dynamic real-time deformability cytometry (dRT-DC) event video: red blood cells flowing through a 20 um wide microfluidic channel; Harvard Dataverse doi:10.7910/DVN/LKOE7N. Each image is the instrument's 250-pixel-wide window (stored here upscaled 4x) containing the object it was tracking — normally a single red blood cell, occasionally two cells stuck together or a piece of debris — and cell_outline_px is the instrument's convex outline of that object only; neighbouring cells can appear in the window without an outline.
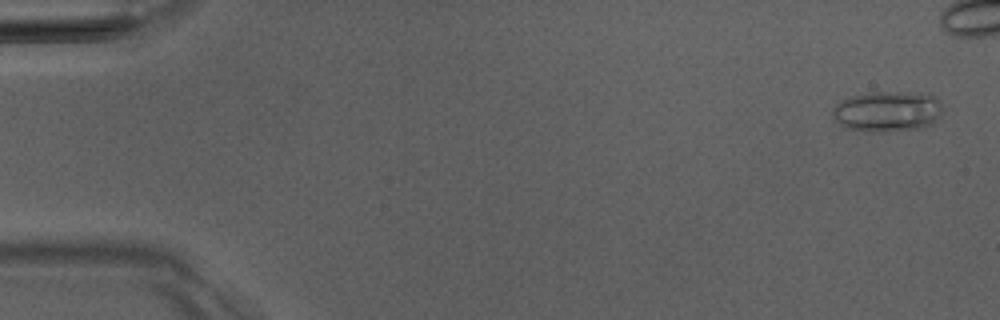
{"species": "Egyptian fruit bat (a non-hibernating species)", "species_latin": "Rousettus aegyptiacus", "temperature_condition": "room temperature", "stored_images_in_passage": 7, "camera_frame_rate_fps": 3000, "um_per_image_px": 0.085, "animal": {"sex": "male"}, "frame": {"image": 1, "passage_image": 1, "time_ms": 0.0, "image_size_px": [1000, 320], "cell_outline_px": [[944, 108], [940, 116], [932, 124], [924, 128], [884, 132], [868, 132], [848, 128], [840, 124], [832, 116], [832, 108], [836, 104], [852, 96], [868, 92], [928, 92], [936, 96], [940, 100]], "centroid_in_image_um": [75.5, 9.46], "position_along_channel_um": 9.5, "area_um2": 26.65}}